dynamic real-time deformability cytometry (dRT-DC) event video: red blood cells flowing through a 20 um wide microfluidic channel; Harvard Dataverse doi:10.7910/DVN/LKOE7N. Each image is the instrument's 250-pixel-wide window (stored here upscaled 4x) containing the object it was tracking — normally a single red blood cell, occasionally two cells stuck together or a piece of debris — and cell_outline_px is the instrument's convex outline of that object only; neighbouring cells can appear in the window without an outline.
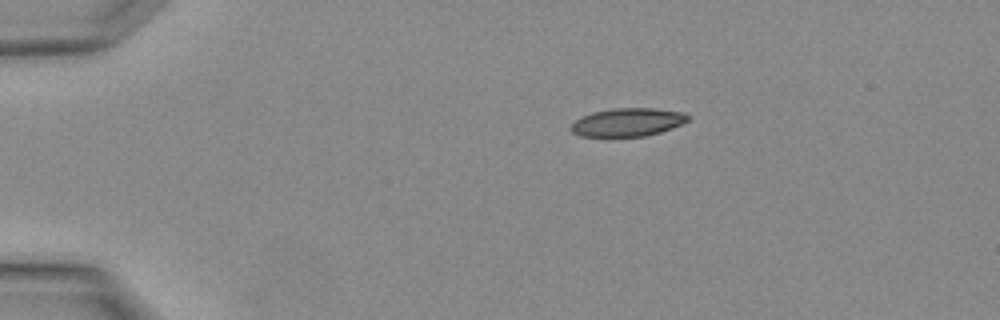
{"species": "Egyptian fruit bat (a non-hibernating species)", "species_latin": "Rousettus aegyptiacus", "temperature_condition": "warm", "stored_images_in_passage": 3, "camera_frame_rate_fps": 3000, "um_per_image_px": 0.085, "animal": {"sex": "female"}, "frame": {"image": 1, "passage_image": 1, "time_ms": 0.0, "image_size_px": [1000, 320], "cell_outline_px": [[692, 116], [684, 124], [660, 132], [644, 136], [580, 136], [572, 132], [568, 128], [580, 116], [592, 112], [612, 108], [652, 108], [684, 112]], "centroid_in_image_um": [53.36, 10.38], "position_along_channel_um": 31.6, "area_um2": 19.42}}